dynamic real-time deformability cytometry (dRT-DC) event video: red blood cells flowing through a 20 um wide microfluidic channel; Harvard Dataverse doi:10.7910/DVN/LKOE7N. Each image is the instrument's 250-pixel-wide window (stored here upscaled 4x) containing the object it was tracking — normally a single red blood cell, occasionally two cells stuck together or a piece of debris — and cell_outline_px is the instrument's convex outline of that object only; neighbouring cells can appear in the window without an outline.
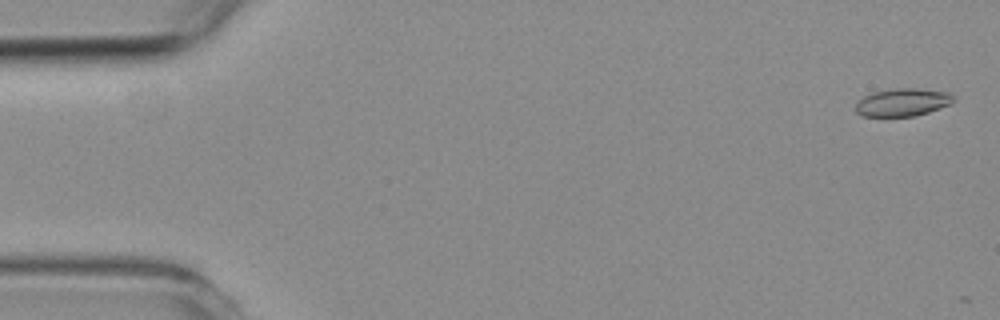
{"species": "common noctule bat (a hibernating species)", "species_latin": "Nyctalus noctula", "temperature_condition": "room temperature", "stored_images_in_passage": 5, "camera_frame_rate_fps": 3000, "um_per_image_px": 0.085, "animal": {"sex": "female", "body_mass_g": 19.3, "forearm_length_mm": 54.1}, "frame": {"image": 1, "passage_image": 1, "time_ms": 0.0, "image_size_px": [1000, 320], "cell_outline_px": [[956, 100], [952, 104], [916, 116], [864, 116], [856, 112], [856, 104], [864, 96], [872, 92], [896, 88], [916, 88], [948, 92]], "centroid_in_image_um": [76.75, 8.69], "position_along_channel_um": 8.3, "area_um2": 15.84}}